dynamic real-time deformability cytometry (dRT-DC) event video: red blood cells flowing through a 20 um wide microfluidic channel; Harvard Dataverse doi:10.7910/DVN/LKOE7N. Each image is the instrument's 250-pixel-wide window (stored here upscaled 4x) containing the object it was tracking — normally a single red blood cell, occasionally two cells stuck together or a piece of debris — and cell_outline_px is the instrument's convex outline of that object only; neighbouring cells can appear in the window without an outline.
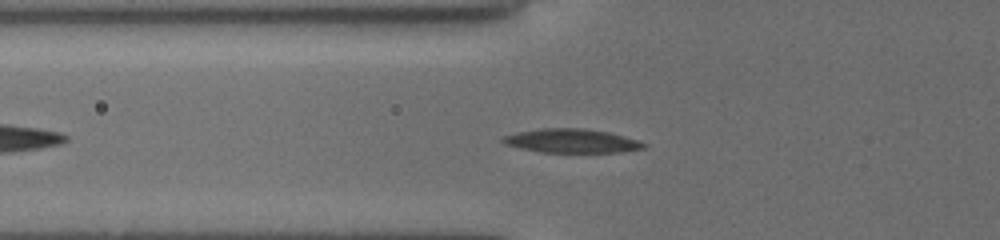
{"species": "common noctule bat (a hibernating species)", "species_latin": "Nyctalus noctula", "temperature_condition": "cold", "stored_images_in_passage": 43, "camera_frame_rate_fps": 3000, "um_per_image_px": 0.085, "animal": {"sex": "female", "body_mass_g": 19.5, "forearm_length_mm": 54.1}, "frame": {"image": 1, "passage_image": 9, "time_ms": 2.667, "image_size_px": [1000, 240], "cell_outline_px": [[648, 144], [644, 148], [620, 152], [540, 152], [520, 148], [504, 144], [500, 140], [500, 136], [516, 132], [540, 128], [584, 128], [608, 132], [640, 140]], "centroid_in_image_um": [48.55, 11.97], "position_along_channel_um": 77.2, "area_um2": 19.83}}
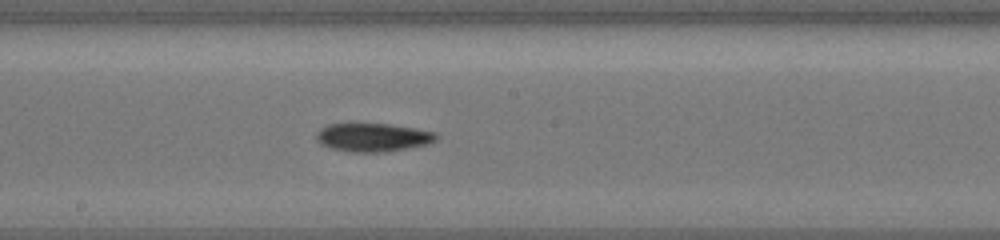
{"frame": {"image": 2, "passage_image": 20, "time_ms": 6.333, "image_size_px": [1000, 240], "cell_outline_px": [[440, 136], [436, 140], [428, 144], [388, 152], [352, 152], [332, 148], [320, 144], [316, 140], [316, 132], [320, 128], [328, 124], [392, 124], [416, 128], [436, 132]], "centroid_in_image_um": [31.73, 11.67], "position_along_channel_um": 216.5, "area_um2": 20.06}}
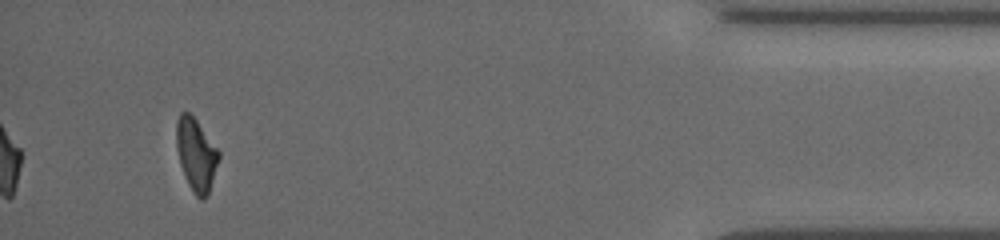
{"frame": {"image": 3, "passage_image": 40, "time_ms": 13.0, "image_size_px": [1000, 240], "cell_outline_px": [[220, 156], [208, 196], [204, 200], [200, 200], [192, 192], [188, 184], [180, 164], [176, 148], [176, 120], [180, 112], [188, 112], [196, 120], [220, 152]], "centroid_in_image_um": [16.66, 13.17], "position_along_channel_um": 418.5, "area_um2": 17.98}, "authors_computed_cell_mechanics": {"area_um2": 19.1318, "velocity_mm_per_s": 3.8227, "shape_relaxation_time_tau1_ms": 9.3073, "shape_relaxation_time_tau2_ms": null, "deformation_change_tau1": 0.2273, "deformation_change_tau2": null}}